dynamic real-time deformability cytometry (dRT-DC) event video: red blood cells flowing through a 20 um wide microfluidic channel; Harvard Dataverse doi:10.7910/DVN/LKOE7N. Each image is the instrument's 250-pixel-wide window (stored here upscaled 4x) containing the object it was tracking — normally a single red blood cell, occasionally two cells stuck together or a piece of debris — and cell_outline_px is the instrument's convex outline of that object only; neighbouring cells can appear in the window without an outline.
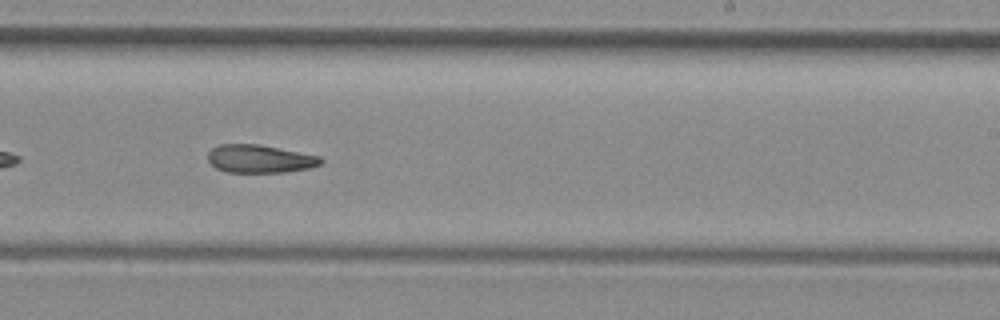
{"species": "common noctule bat (a hibernating species)", "species_latin": "Nyctalus noctula", "temperature_condition": "room temperature", "stored_images_in_passage": 51, "camera_frame_rate_fps": 3000, "um_per_image_px": 0.085, "animal": {"sex": "female", "body_mass_g": 29.2, "forearm_length_mm": 56.3}, "frame": {"image": 1, "passage_image": 30, "time_ms": 9.667, "image_size_px": [1000, 320], "cell_outline_px": [[324, 160], [320, 164], [308, 168], [284, 172], [228, 172], [216, 168], [208, 160], [208, 152], [212, 148], [220, 144], [256, 144], [320, 156]], "centroid_in_image_um": [22.06, 13.5], "position_along_channel_um": 266.9, "area_um2": 18.21}}